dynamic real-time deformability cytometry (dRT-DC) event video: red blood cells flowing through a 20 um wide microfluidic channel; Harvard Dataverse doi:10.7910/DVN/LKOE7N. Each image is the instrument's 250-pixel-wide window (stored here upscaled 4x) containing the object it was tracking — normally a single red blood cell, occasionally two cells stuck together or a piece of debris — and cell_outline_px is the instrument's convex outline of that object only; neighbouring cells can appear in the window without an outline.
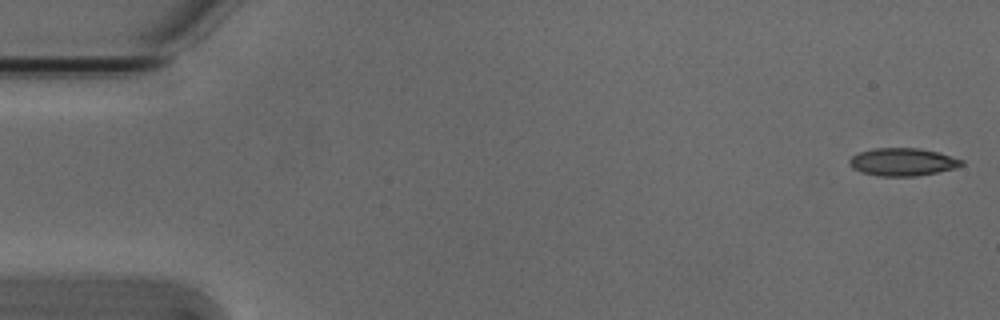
{"species": "Egyptian fruit bat (a non-hibernating species)", "species_latin": "Rousettus aegyptiacus", "temperature_condition": "cold", "stored_images_in_passage": 7, "camera_frame_rate_fps": 3000, "um_per_image_px": 0.085, "animal": {"sex": "male"}, "frame": {"image": 1, "passage_image": 1, "time_ms": 0.0, "image_size_px": [1000, 320], "cell_outline_px": [[964, 164], [956, 168], [916, 176], [876, 176], [860, 172], [852, 168], [848, 164], [848, 160], [852, 156], [860, 152], [872, 148], [920, 148], [936, 152], [964, 160]], "centroid_in_image_um": [76.68, 13.77], "position_along_channel_um": 8.3, "area_um2": 18.21}}